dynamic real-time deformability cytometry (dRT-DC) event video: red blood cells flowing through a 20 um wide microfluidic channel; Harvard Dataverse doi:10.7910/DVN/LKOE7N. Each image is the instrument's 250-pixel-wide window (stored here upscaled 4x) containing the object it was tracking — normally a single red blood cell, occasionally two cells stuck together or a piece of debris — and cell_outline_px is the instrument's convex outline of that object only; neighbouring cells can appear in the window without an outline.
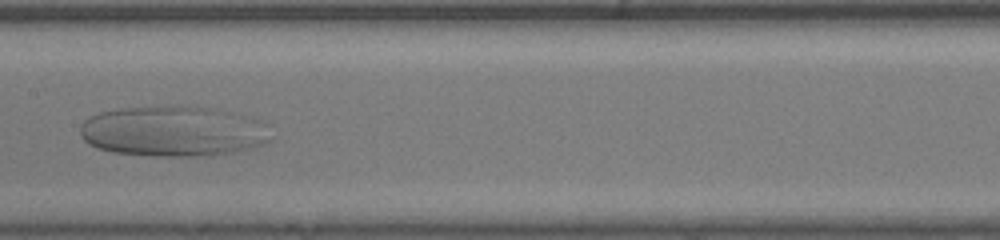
{"species": "human", "species_latin": "Homo sapiens", "temperature_condition": "room temperature", "stored_images_in_passage": 52, "camera_frame_rate_fps": 3000, "um_per_image_px": 0.085, "donor": {"sex": "male"}, "frame": {"image": 1, "passage_image": 31, "time_ms": 10.0, "image_size_px": [1000, 240], "cell_outline_px": [[272, 140], [264, 144], [232, 152], [212, 156], [156, 156], [112, 152], [96, 148], [88, 144], [80, 136], [80, 124], [84, 120], [100, 112], [120, 108], [180, 104], [216, 108], [236, 112], [260, 120], [268, 124], [272, 136]], "centroid_in_image_um": [14.77, 11.13], "position_along_channel_um": 192.6, "area_um2": 57.45}}
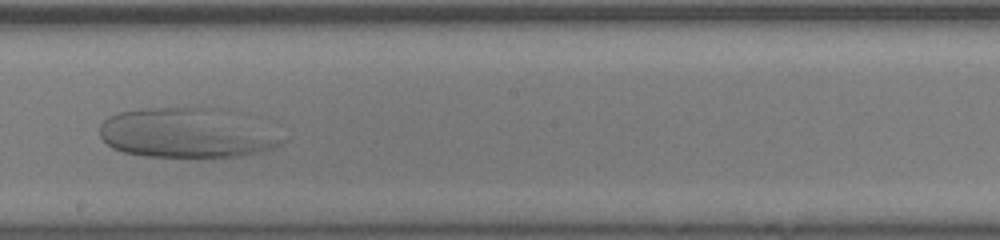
{"frame": {"image": 2, "passage_image": 34, "time_ms": 11.0, "image_size_px": [1000, 240], "cell_outline_px": [[288, 140], [264, 152], [236, 156], [148, 156], [124, 152], [112, 148], [100, 136], [100, 124], [108, 116], [120, 112], [144, 108], [220, 108]], "centroid_in_image_um": [15.77, 11.31], "position_along_channel_um": 232.4, "area_um2": 51.56}}
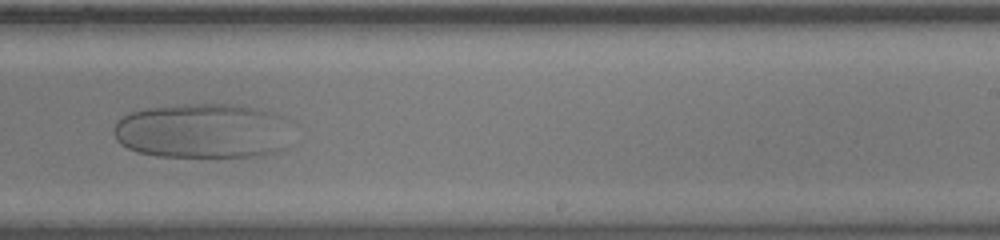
{"frame": {"image": 3, "passage_image": 37, "time_ms": 12.0, "image_size_px": [1000, 240], "cell_outline_px": [[284, 148], [276, 152], [260, 156], [156, 156], [136, 152], [120, 144], [116, 140], [112, 132], [112, 128], [116, 120], [128, 112], [144, 108], [184, 104], [228, 104], [260, 108], [272, 112], [280, 116]], "centroid_in_image_um": [17.04, 11.12], "position_along_channel_um": 272.0, "area_um2": 56.59}}